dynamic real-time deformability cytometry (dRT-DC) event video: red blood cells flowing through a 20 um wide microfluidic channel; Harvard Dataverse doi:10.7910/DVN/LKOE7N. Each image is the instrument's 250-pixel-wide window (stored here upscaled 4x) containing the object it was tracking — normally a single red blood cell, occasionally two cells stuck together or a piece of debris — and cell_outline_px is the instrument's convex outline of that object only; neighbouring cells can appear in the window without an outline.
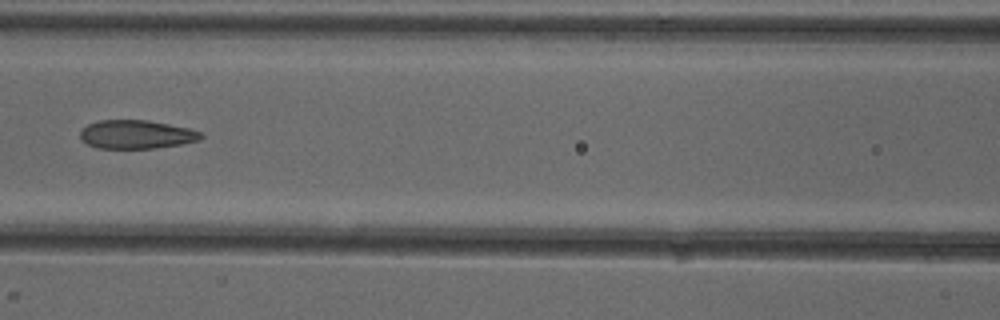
{"species": "common noctule bat (a hibernating species)", "species_latin": "Nyctalus noctula", "temperature_condition": "cold", "stored_images_in_passage": 7, "camera_frame_rate_fps": 3000, "um_per_image_px": 0.085, "animal": {"sex": "female"}, "frame": {"image": 1, "passage_image": 7, "time_ms": 7.0, "image_size_px": [1000, 320], "cell_outline_px": [[204, 136], [200, 140], [180, 144], [152, 148], [96, 148], [88, 144], [80, 136], [80, 132], [88, 124], [100, 120], [148, 120], [188, 128], [200, 132]], "centroid_in_image_um": [11.6, 11.42], "position_along_channel_um": 155.0, "area_um2": 19.88}}